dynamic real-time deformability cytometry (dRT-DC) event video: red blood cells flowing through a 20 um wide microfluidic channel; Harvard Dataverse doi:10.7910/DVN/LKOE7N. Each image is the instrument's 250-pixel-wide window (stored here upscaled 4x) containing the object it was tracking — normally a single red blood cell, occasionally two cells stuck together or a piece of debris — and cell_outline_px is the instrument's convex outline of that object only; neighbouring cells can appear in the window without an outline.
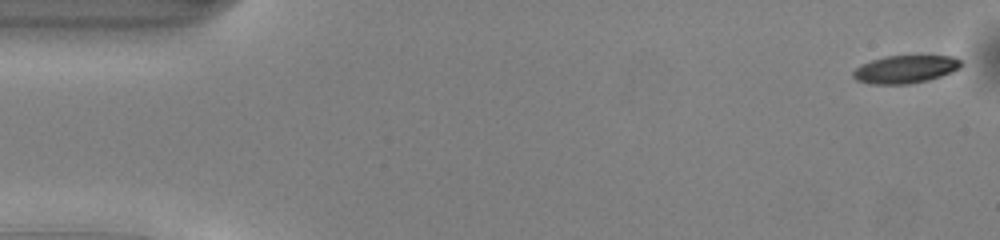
{"species": "common noctule bat (a hibernating species)", "species_latin": "Nyctalus noctula", "temperature_condition": "warm", "stored_images_in_passage": 49, "camera_frame_rate_fps": 3000, "um_per_image_px": 0.085, "animal": {"sex": "male", "body_mass_g": 13.0, "forearm_length_mm": 53.1}, "frame": {"image": 1, "passage_image": 1, "time_ms": 0.0, "image_size_px": [1000, 240], "cell_outline_px": [[960, 68], [952, 72], [928, 80], [908, 84], [868, 84], [856, 80], [852, 76], [852, 72], [856, 68], [872, 60], [888, 56], [952, 56], [960, 60]], "centroid_in_image_um": [76.93, 5.9], "position_along_channel_um": 8.1, "area_um2": 17.34}}
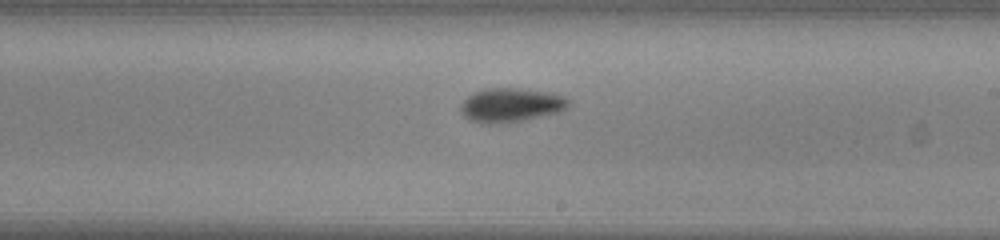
{"frame": {"image": 2, "passage_image": 28, "time_ms": 9.0, "image_size_px": [1000, 240], "cell_outline_px": [[568, 104], [564, 108], [556, 112], [540, 116], [500, 124], [488, 124], [472, 120], [464, 116], [460, 112], [460, 104], [468, 96], [484, 88], [516, 88], [548, 92], [560, 96], [568, 100]], "centroid_in_image_um": [43.34, 8.93], "position_along_channel_um": 245.7, "area_um2": 20.87}}
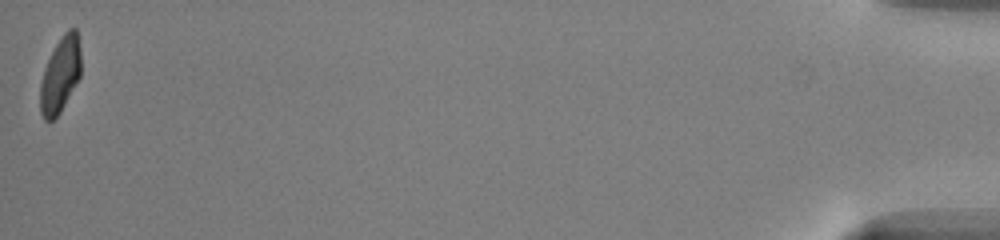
{"frame": {"image": 3, "passage_image": 49, "time_ms": 16.0, "image_size_px": [1000, 240], "cell_outline_px": [[80, 76], [60, 112], [52, 120], [44, 120], [40, 112], [40, 84], [44, 68], [56, 44], [64, 32], [68, 28], [76, 28], [80, 48]], "centroid_in_image_um": [5.11, 6.35], "position_along_channel_um": 430.1, "area_um2": 17.74}, "authors_computed_cell_mechanics": {"area_um2": 19.3052, "velocity_mm_per_s": 4.1468, "shape_relaxation_time_tau1_ms": 2.9232, "shape_relaxation_time_tau2_ms": 3.2173, "deformation_change_tau1": 0.1412, "deformation_change_tau2": 0.0959}}